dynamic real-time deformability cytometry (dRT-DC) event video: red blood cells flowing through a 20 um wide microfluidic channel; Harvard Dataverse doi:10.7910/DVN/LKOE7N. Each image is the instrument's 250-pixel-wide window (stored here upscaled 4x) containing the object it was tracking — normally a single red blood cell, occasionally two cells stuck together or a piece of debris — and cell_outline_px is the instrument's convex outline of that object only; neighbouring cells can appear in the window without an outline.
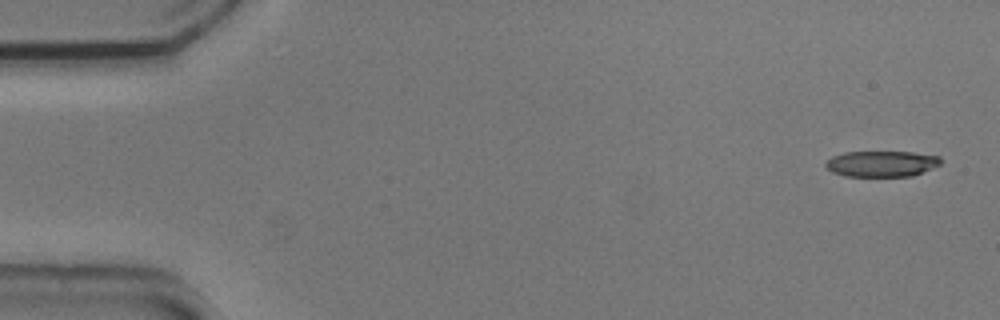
{"species": "common noctule bat (a hibernating species)", "species_latin": "Nyctalus noctula", "temperature_condition": "cold", "stored_images_in_passage": 4, "camera_frame_rate_fps": 3000, "um_per_image_px": 0.085, "animal": {"sex": "male", "body_mass_g": 20.5, "forearm_length_mm": 52.5}, "frame": {"image": 1, "passage_image": 1, "time_ms": 0.0, "image_size_px": [1000, 320], "cell_outline_px": [[940, 164], [912, 176], [844, 176], [832, 172], [824, 164], [832, 156], [844, 152], [912, 152], [940, 156]], "centroid_in_image_um": [74.91, 13.91], "position_along_channel_um": 10.1, "area_um2": 17.22}}